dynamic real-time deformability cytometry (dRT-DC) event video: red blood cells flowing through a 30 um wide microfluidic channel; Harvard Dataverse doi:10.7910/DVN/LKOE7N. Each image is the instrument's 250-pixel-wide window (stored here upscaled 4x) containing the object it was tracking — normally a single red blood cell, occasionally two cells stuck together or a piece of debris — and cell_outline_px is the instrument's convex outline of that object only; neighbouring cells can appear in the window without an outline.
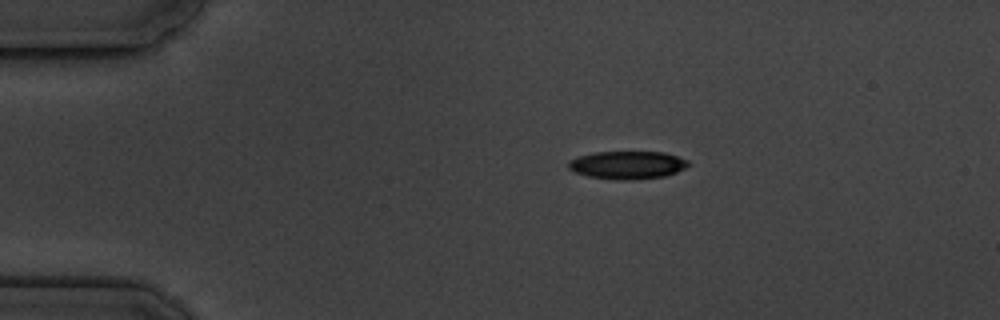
{"species": "common noctule bat (a hibernating species)", "species_latin": "Nyctalus noctula", "temperature_condition": "cold", "stored_images_in_passage": 5, "camera_frame_rate_fps": 3000, "um_per_image_px": 0.085, "animal": {"sex": "male", "body_mass_g": 19.5, "forearm_length_mm": 54.6}, "frame": {"image": 1, "passage_image": 2, "time_ms": 1.333, "image_size_px": [1000, 320], "cell_outline_px": [[692, 164], [676, 172], [664, 176], [632, 180], [616, 180], [588, 176], [576, 172], [568, 168], [568, 160], [576, 156], [592, 152], [664, 152], [688, 160]], "centroid_in_image_um": [53.31, 14.02], "position_along_channel_um": 31.7, "area_um2": 19.65}}
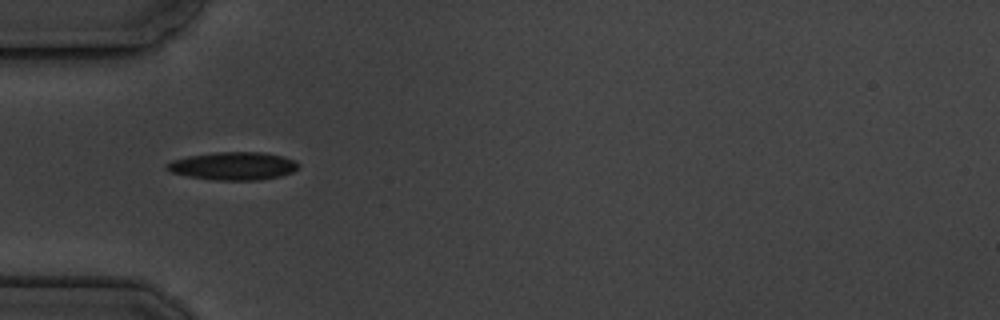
{"frame": {"image": 2, "passage_image": 4, "time_ms": 3.667, "image_size_px": [1000, 320], "cell_outline_px": [[300, 164], [292, 172], [280, 176], [260, 180], [212, 180], [188, 176], [172, 172], [164, 168], [164, 164], [172, 160], [188, 156], [216, 152], [260, 152], [284, 156], [296, 160]], "centroid_in_image_um": [19.82, 14.1], "position_along_channel_um": 65.2, "area_um2": 21.56}}